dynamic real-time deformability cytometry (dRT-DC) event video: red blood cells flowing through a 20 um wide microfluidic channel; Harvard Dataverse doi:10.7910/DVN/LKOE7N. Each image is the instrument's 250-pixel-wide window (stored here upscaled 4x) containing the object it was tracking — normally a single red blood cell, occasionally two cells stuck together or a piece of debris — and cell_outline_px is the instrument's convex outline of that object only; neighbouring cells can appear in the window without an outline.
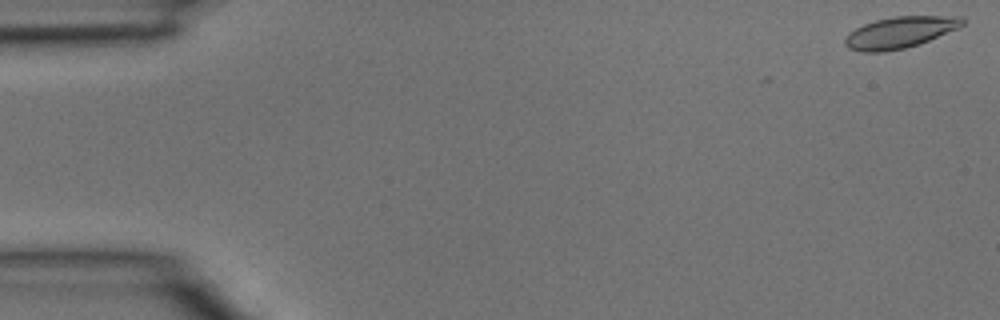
{"species": "common noctule bat (a hibernating species)", "species_latin": "Nyctalus noctula", "temperature_condition": "room temperature", "stored_images_in_passage": 4, "camera_frame_rate_fps": 3000, "um_per_image_px": 0.085, "animal": {"sex": "male", "body_mass_g": 15.6}, "frame": {"image": 1, "passage_image": 1, "time_ms": 0.0, "image_size_px": [1000, 320], "cell_outline_px": [[964, 24], [960, 28], [920, 44], [904, 48], [884, 52], [860, 52], [848, 48], [844, 44], [844, 40], [848, 32], [864, 24], [876, 20], [896, 16], [960, 16], [964, 20]], "centroid_in_image_um": [76.49, 2.76], "position_along_channel_um": 8.5, "area_um2": 21.68}}
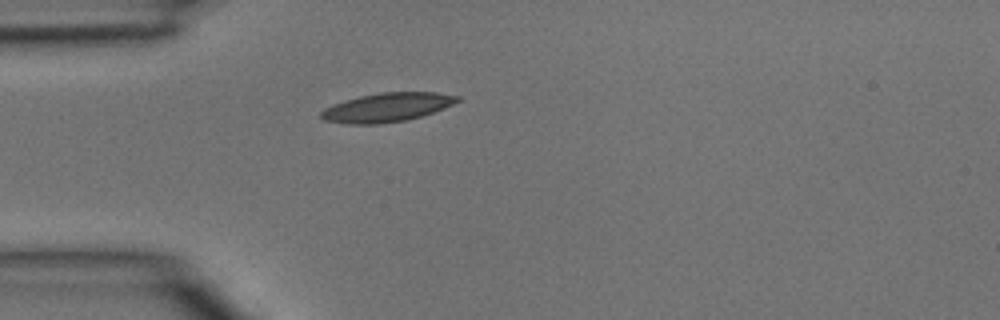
{"frame": {"image": 2, "passage_image": 4, "time_ms": 1.0, "image_size_px": [1000, 320], "cell_outline_px": [[460, 100], [452, 104], [432, 112], [408, 120], [380, 124], [348, 124], [324, 120], [320, 116], [320, 112], [324, 108], [332, 104], [344, 100], [360, 96], [380, 92], [436, 92], [460, 96]], "centroid_in_image_um": [32.86, 9.12], "position_along_channel_um": 52.1, "area_um2": 22.95}}